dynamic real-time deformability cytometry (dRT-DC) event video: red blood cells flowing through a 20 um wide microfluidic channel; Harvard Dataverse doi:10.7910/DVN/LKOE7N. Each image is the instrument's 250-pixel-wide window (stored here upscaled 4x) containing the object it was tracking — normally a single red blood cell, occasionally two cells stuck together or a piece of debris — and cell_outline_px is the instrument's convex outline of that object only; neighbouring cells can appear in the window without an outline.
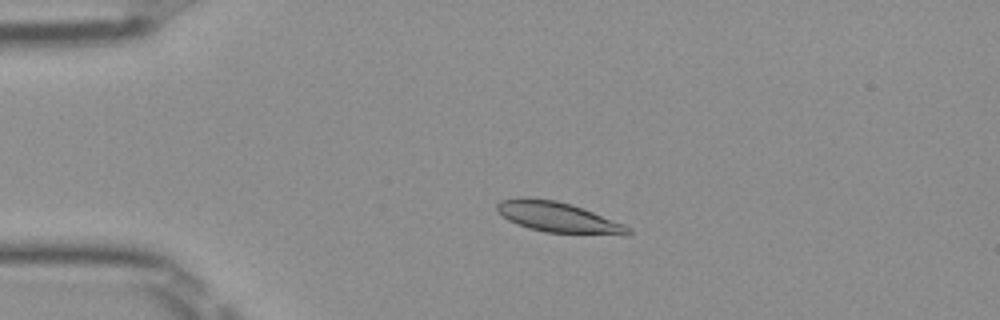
{"species": "Egyptian fruit bat (a non-hibernating species)", "species_latin": "Rousettus aegyptiacus", "temperature_condition": "room temperature", "stored_images_in_passage": 43, "camera_frame_rate_fps": 3000, "um_per_image_px": 0.085, "frame": {"image": 1, "passage_image": 3, "time_ms": 0.667, "image_size_px": [1000, 320], "cell_outline_px": [[632, 232], [628, 236], [624, 236], [544, 232], [528, 228], [516, 224], [508, 220], [496, 208], [496, 204], [500, 200], [524, 196], [528, 196], [556, 200], [572, 204], [624, 224], [632, 228]], "centroid_in_image_um": [47.48, 18.47], "position_along_channel_um": 37.5, "area_um2": 23.7}}
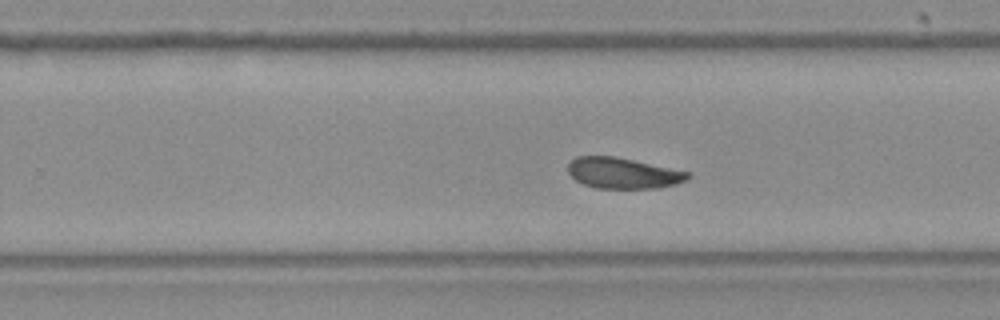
{"frame": {"image": 2, "passage_image": 24, "time_ms": 7.667, "image_size_px": [1000, 320], "cell_outline_px": [[692, 176], [676, 184], [660, 188], [596, 188], [584, 184], [576, 180], [568, 172], [568, 164], [576, 156], [616, 156], [692, 172]], "centroid_in_image_um": [52.99, 14.71], "position_along_channel_um": 276.8, "area_um2": 21.68}}
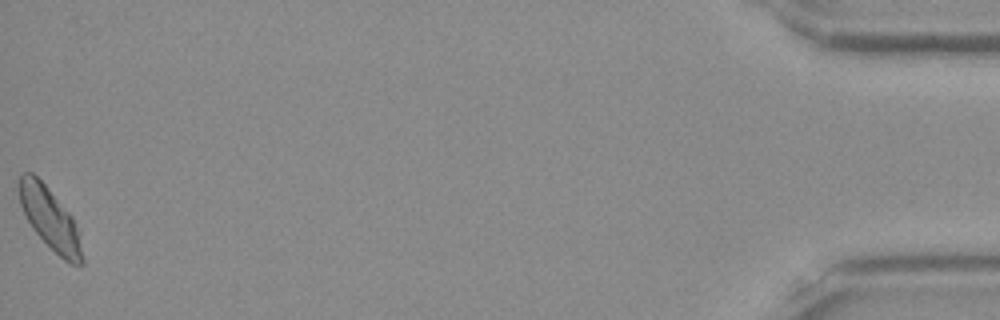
{"frame": {"image": 3, "passage_image": 43, "time_ms": 14.0, "image_size_px": [1000, 320], "cell_outline_px": [[84, 264], [72, 264], [64, 260], [32, 228], [20, 204], [16, 188], [20, 176], [24, 172], [32, 172], [48, 188], [72, 216], [80, 232], [84, 260]], "centroid_in_image_um": [4.25, 18.57], "position_along_channel_um": 430.9, "area_um2": 22.72}, "authors_computed_cell_mechanics": {"area_um2": 22.4842, "velocity_mm_per_s": 3.9541, "shape_relaxation_time_tau1_ms": 4.2269, "shape_relaxation_time_tau2_ms": 2.5026, "deformation_change_tau1": 0.0997, "deformation_change_tau2": 0.0527}}